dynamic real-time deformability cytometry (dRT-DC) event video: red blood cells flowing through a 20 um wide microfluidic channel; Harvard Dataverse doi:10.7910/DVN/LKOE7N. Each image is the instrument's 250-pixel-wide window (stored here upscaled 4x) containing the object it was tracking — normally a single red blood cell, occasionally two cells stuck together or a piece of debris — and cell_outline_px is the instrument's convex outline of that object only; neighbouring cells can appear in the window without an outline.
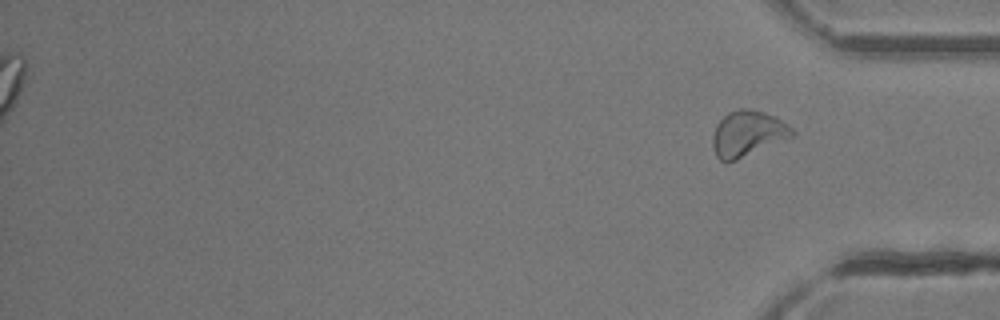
{"species": "common noctule bat (a hibernating species)", "species_latin": "Nyctalus noctula", "temperature_condition": "room temperature", "stored_images_in_passage": 40, "segment_of_instrument_passage": [2, 2], "camera_frame_rate_fps": 3000, "um_per_image_px": 0.085, "animal": {"sex": "female"}, "frame": {"image": 1, "passage_image": 40, "time_ms": 13.0, "image_size_px": [1000, 320], "cell_outline_px": [[796, 132], [792, 136], [736, 160], [720, 160], [716, 156], [712, 148], [712, 136], [716, 124], [728, 112], [736, 108], [748, 108], [764, 112], [780, 120], [792, 128]], "centroid_in_image_um": [63.5, 11.33], "position_along_channel_um": 371.7, "area_um2": 20.87}}